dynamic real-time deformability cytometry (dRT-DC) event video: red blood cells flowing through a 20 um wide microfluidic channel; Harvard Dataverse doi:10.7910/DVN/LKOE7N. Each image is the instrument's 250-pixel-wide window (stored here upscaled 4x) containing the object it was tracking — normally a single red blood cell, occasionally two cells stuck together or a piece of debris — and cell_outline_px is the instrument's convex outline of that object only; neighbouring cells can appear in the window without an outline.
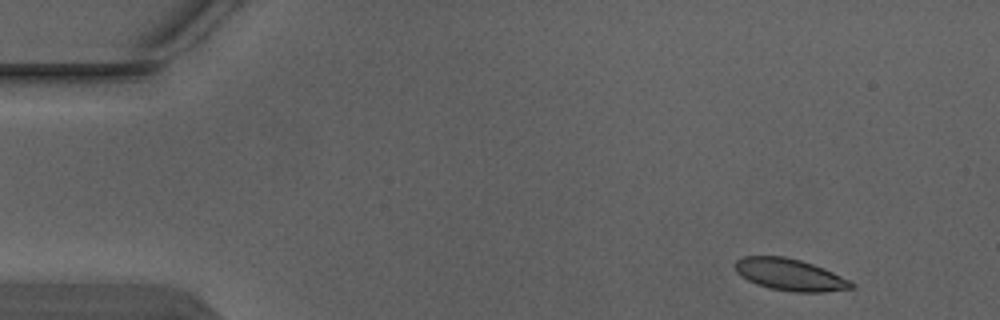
{"species": "Egyptian fruit bat (a non-hibernating species)", "species_latin": "Rousettus aegyptiacus", "temperature_condition": "warm", "stored_images_in_passage": 4, "camera_frame_rate_fps": 3000, "um_per_image_px": 0.085, "animal": {"sex": "male"}, "frame": {"image": 1, "passage_image": 1, "time_ms": 0.0, "image_size_px": [1000, 320], "cell_outline_px": [[856, 288], [824, 292], [792, 292], [772, 288], [756, 284], [740, 276], [736, 272], [732, 264], [736, 260], [744, 256], [784, 256], [800, 260], [824, 268], [856, 284]], "centroid_in_image_um": [67.12, 23.34], "position_along_channel_um": 17.9, "area_um2": 21.68}}